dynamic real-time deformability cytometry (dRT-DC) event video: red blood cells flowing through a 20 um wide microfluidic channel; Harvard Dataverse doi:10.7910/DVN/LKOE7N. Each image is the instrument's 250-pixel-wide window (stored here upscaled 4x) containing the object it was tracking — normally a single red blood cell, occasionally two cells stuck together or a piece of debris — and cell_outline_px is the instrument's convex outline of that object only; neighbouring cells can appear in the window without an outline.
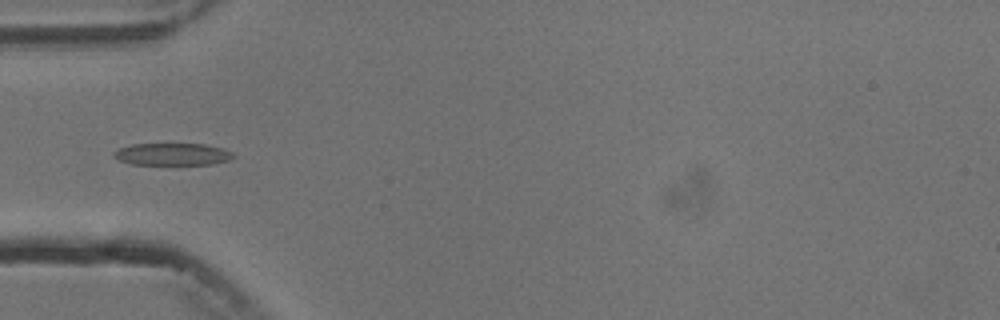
{"species": "common noctule bat (a hibernating species)", "species_latin": "Nyctalus noctula", "temperature_condition": "cold", "stored_images_in_passage": 4, "camera_frame_rate_fps": 3000, "um_per_image_px": 0.085, "animal": {"sex": "male", "body_mass_g": 13.3}, "frame": {"image": 1, "passage_image": 4, "time_ms": 3.667, "image_size_px": [1000, 320], "cell_outline_px": [[236, 156], [228, 160], [212, 164], [176, 168], [132, 164], [120, 160], [112, 156], [112, 152], [120, 148], [132, 144], [204, 144], [224, 148], [232, 152]], "centroid_in_image_um": [14.67, 13.17], "position_along_channel_um": 70.3, "area_um2": 16.53}}